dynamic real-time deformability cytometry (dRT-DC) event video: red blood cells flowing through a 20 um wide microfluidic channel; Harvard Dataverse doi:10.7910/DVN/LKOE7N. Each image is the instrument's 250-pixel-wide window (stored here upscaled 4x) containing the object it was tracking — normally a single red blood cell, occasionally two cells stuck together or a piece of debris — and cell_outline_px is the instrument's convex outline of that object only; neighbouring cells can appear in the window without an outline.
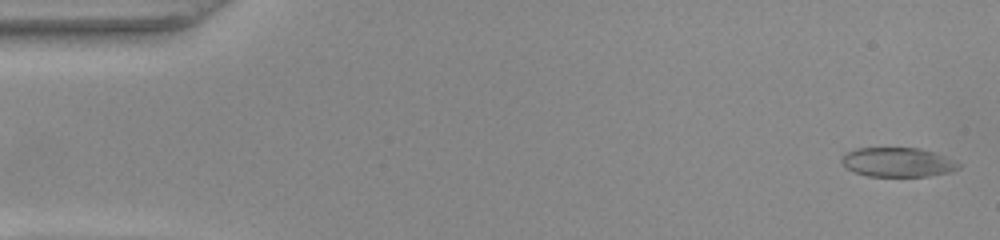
{"species": "common noctule bat (a hibernating species)", "species_latin": "Nyctalus noctula", "temperature_condition": "warm", "stored_images_in_passage": 50, "camera_frame_rate_fps": 3000, "um_per_image_px": 0.085, "animal": {"sex": "female", "body_mass_g": 22.0, "forearm_length_mm": 56.7}, "frame": {"image": 1, "passage_image": 1, "time_ms": 0.0, "image_size_px": [1000, 240], "cell_outline_px": [[960, 168], [948, 172], [928, 176], [868, 176], [852, 172], [840, 160], [840, 156], [844, 152], [856, 148], [920, 148], [932, 152], [960, 164]], "centroid_in_image_um": [76.21, 13.79], "position_along_channel_um": 8.8, "area_um2": 19.83}}
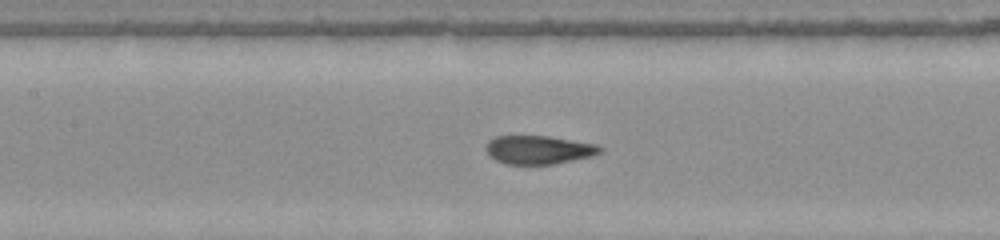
{"frame": {"image": 2, "passage_image": 22, "time_ms": 7.0, "image_size_px": [1000, 240], "cell_outline_px": [[604, 148], [600, 152], [592, 156], [556, 164], [504, 164], [496, 160], [484, 148], [488, 140], [496, 136], [548, 136], [596, 144]], "centroid_in_image_um": [45.79, 12.73], "position_along_channel_um": 161.6, "area_um2": 18.96}}
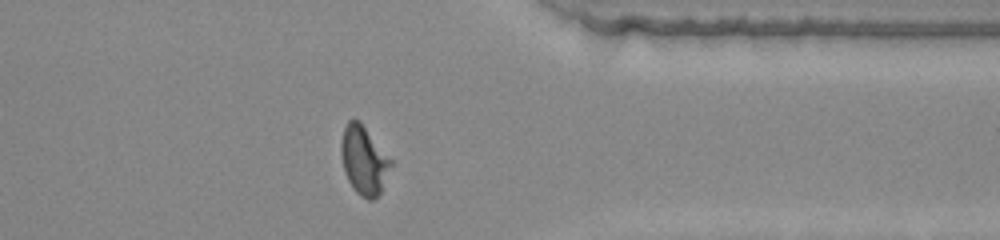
{"frame": {"image": 3, "passage_image": 39, "time_ms": 12.667, "image_size_px": [1000, 240], "cell_outline_px": [[392, 164], [380, 192], [372, 200], [368, 200], [360, 196], [356, 192], [348, 180], [344, 172], [340, 152], [340, 144], [344, 128], [348, 120], [360, 120], [392, 160]], "centroid_in_image_um": [30.91, 13.61], "position_along_channel_um": 380.5, "area_um2": 19.83}, "authors_computed_cell_mechanics": {"area_um2": 19.8254, "velocity_mm_per_s": 4.0365, "shape_relaxation_time_tau1_ms": 6.4372, "shape_relaxation_time_tau2_ms": 0.7556, "deformation_change_tau1": 0.1992, "deformation_change_tau2": 0.0614}}